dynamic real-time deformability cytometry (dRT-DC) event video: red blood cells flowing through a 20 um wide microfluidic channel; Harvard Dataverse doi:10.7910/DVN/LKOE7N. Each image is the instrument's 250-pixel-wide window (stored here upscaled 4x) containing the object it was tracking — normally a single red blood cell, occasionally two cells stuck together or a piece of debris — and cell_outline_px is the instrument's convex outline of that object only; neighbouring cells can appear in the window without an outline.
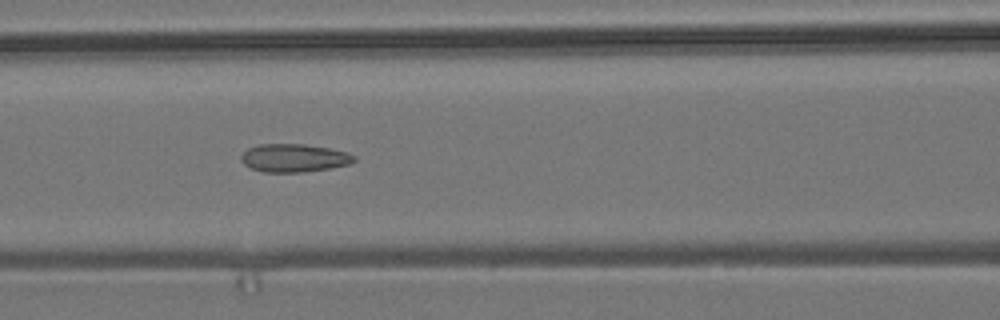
{"species": "common noctule bat (a hibernating species)", "species_latin": "Nyctalus noctula", "temperature_condition": "room temperature", "stored_images_in_passage": 7, "camera_frame_rate_fps": 3000, "um_per_image_px": 0.085, "animal": {"sex": "male", "body_mass_g": 19.2, "forearm_length_mm": 51.8}, "frame": {"image": 1, "passage_image": 7, "time_ms": 6.667, "image_size_px": [1000, 320], "cell_outline_px": [[356, 160], [348, 164], [332, 168], [304, 172], [264, 172], [252, 168], [244, 164], [240, 160], [240, 156], [248, 148], [260, 144], [304, 144], [328, 148], [348, 152], [356, 156]], "centroid_in_image_um": [25.0, 13.43], "position_along_channel_um": 141.6, "area_um2": 18.55}}